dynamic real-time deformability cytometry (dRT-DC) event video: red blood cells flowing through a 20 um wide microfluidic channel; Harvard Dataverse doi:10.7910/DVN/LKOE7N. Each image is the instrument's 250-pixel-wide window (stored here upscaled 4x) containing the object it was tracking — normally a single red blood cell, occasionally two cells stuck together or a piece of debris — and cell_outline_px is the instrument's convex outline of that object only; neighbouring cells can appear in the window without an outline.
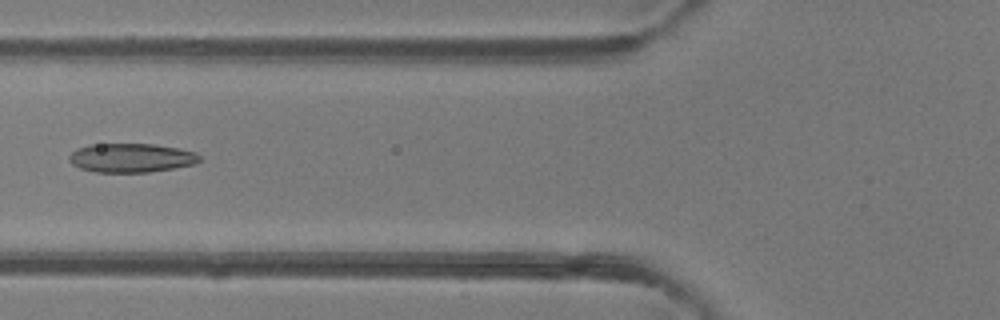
{"species": "common noctule bat (a hibernating species)", "species_latin": "Nyctalus noctula", "temperature_condition": "room temperature", "stored_images_in_passage": 5, "camera_frame_rate_fps": 3000, "um_per_image_px": 0.085, "animal": {"sex": "female"}, "frame": {"image": 1, "passage_image": 4, "time_ms": 4.333, "image_size_px": [1000, 320], "cell_outline_px": [[200, 160], [196, 164], [148, 172], [96, 172], [80, 168], [72, 164], [68, 160], [68, 156], [76, 148], [88, 144], [152, 144], [180, 148], [196, 152], [200, 156]], "centroid_in_image_um": [11.14, 13.41], "position_along_channel_um": 114.7, "area_um2": 22.14}}
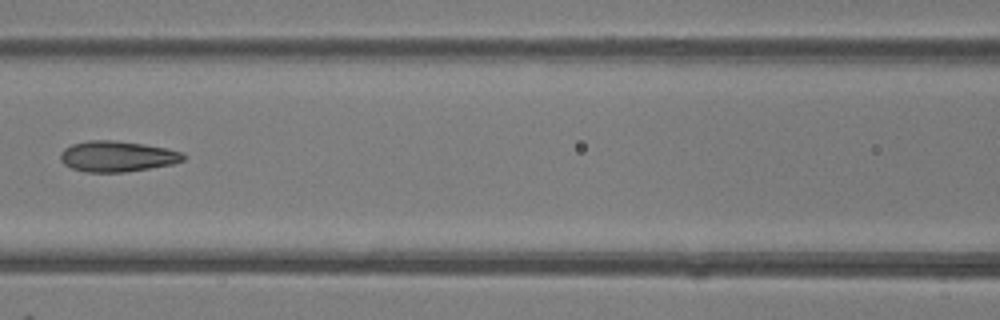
{"frame": {"image": 2, "passage_image": 5, "time_ms": 5.333, "image_size_px": [1000, 320], "cell_outline_px": [[184, 160], [172, 164], [124, 172], [84, 172], [72, 168], [64, 164], [60, 160], [60, 152], [64, 148], [72, 144], [88, 140], [112, 140], [144, 144], [184, 152]], "centroid_in_image_um": [9.92, 13.29], "position_along_channel_um": 156.7, "area_um2": 21.96}}